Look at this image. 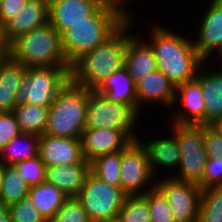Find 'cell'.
I'll use <instances>...</instances> for the list:
<instances>
[{"label": "cell", "instance_id": "cell-1", "mask_svg": "<svg viewBox=\"0 0 222 222\" xmlns=\"http://www.w3.org/2000/svg\"><path fill=\"white\" fill-rule=\"evenodd\" d=\"M129 6L116 0H105L86 20L72 24L61 34V45L71 67L84 54L103 44L128 19Z\"/></svg>", "mask_w": 222, "mask_h": 222}, {"label": "cell", "instance_id": "cell-2", "mask_svg": "<svg viewBox=\"0 0 222 222\" xmlns=\"http://www.w3.org/2000/svg\"><path fill=\"white\" fill-rule=\"evenodd\" d=\"M149 32V38L146 35L140 36L153 49L157 69L175 86L195 79L205 60L197 53L193 38L181 32L178 34L160 22L157 24V21Z\"/></svg>", "mask_w": 222, "mask_h": 222}, {"label": "cell", "instance_id": "cell-3", "mask_svg": "<svg viewBox=\"0 0 222 222\" xmlns=\"http://www.w3.org/2000/svg\"><path fill=\"white\" fill-rule=\"evenodd\" d=\"M131 10L129 19L103 44L79 58L70 69V80L89 91H96L107 77L123 68L127 41L134 35ZM134 18V19H133Z\"/></svg>", "mask_w": 222, "mask_h": 222}, {"label": "cell", "instance_id": "cell-4", "mask_svg": "<svg viewBox=\"0 0 222 222\" xmlns=\"http://www.w3.org/2000/svg\"><path fill=\"white\" fill-rule=\"evenodd\" d=\"M87 102L88 90L69 79L49 107L45 134L80 138L86 127Z\"/></svg>", "mask_w": 222, "mask_h": 222}, {"label": "cell", "instance_id": "cell-5", "mask_svg": "<svg viewBox=\"0 0 222 222\" xmlns=\"http://www.w3.org/2000/svg\"><path fill=\"white\" fill-rule=\"evenodd\" d=\"M10 56L25 67L69 66L61 35L49 22L15 39L10 44Z\"/></svg>", "mask_w": 222, "mask_h": 222}, {"label": "cell", "instance_id": "cell-6", "mask_svg": "<svg viewBox=\"0 0 222 222\" xmlns=\"http://www.w3.org/2000/svg\"><path fill=\"white\" fill-rule=\"evenodd\" d=\"M170 131L177 138L180 150V163L177 173L169 176L174 179L199 184L207 163L204 148V125L178 124L170 122ZM177 174V175H176Z\"/></svg>", "mask_w": 222, "mask_h": 222}, {"label": "cell", "instance_id": "cell-7", "mask_svg": "<svg viewBox=\"0 0 222 222\" xmlns=\"http://www.w3.org/2000/svg\"><path fill=\"white\" fill-rule=\"evenodd\" d=\"M70 66L27 67L17 94V104L50 107L57 92L70 79Z\"/></svg>", "mask_w": 222, "mask_h": 222}, {"label": "cell", "instance_id": "cell-8", "mask_svg": "<svg viewBox=\"0 0 222 222\" xmlns=\"http://www.w3.org/2000/svg\"><path fill=\"white\" fill-rule=\"evenodd\" d=\"M127 196L121 188L109 185L90 172L77 199L91 222H105L118 218Z\"/></svg>", "mask_w": 222, "mask_h": 222}, {"label": "cell", "instance_id": "cell-9", "mask_svg": "<svg viewBox=\"0 0 222 222\" xmlns=\"http://www.w3.org/2000/svg\"><path fill=\"white\" fill-rule=\"evenodd\" d=\"M140 120V115L130 105L108 101L96 91L88 90L85 128L137 131Z\"/></svg>", "mask_w": 222, "mask_h": 222}, {"label": "cell", "instance_id": "cell-10", "mask_svg": "<svg viewBox=\"0 0 222 222\" xmlns=\"http://www.w3.org/2000/svg\"><path fill=\"white\" fill-rule=\"evenodd\" d=\"M155 185L146 149L139 140L130 142L121 150L120 188L128 196H134L145 194Z\"/></svg>", "mask_w": 222, "mask_h": 222}, {"label": "cell", "instance_id": "cell-11", "mask_svg": "<svg viewBox=\"0 0 222 222\" xmlns=\"http://www.w3.org/2000/svg\"><path fill=\"white\" fill-rule=\"evenodd\" d=\"M156 179L155 187L164 195L175 222H198L201 188L198 184L169 177Z\"/></svg>", "mask_w": 222, "mask_h": 222}, {"label": "cell", "instance_id": "cell-12", "mask_svg": "<svg viewBox=\"0 0 222 222\" xmlns=\"http://www.w3.org/2000/svg\"><path fill=\"white\" fill-rule=\"evenodd\" d=\"M208 6L201 13L200 22H196L193 44L197 53L207 62L215 58L222 60V0H206ZM203 15V17H202ZM218 55V56H216Z\"/></svg>", "mask_w": 222, "mask_h": 222}, {"label": "cell", "instance_id": "cell-13", "mask_svg": "<svg viewBox=\"0 0 222 222\" xmlns=\"http://www.w3.org/2000/svg\"><path fill=\"white\" fill-rule=\"evenodd\" d=\"M138 139L136 131L106 128H85L80 137L83 156L89 162L100 155L121 151L130 142Z\"/></svg>", "mask_w": 222, "mask_h": 222}, {"label": "cell", "instance_id": "cell-14", "mask_svg": "<svg viewBox=\"0 0 222 222\" xmlns=\"http://www.w3.org/2000/svg\"><path fill=\"white\" fill-rule=\"evenodd\" d=\"M180 111L170 114L168 122L178 124L205 125V105L202 97V88L200 82L195 78L193 80L181 83L175 86V99L173 107L178 105ZM183 108V109H182Z\"/></svg>", "mask_w": 222, "mask_h": 222}, {"label": "cell", "instance_id": "cell-15", "mask_svg": "<svg viewBox=\"0 0 222 222\" xmlns=\"http://www.w3.org/2000/svg\"><path fill=\"white\" fill-rule=\"evenodd\" d=\"M39 156L45 167L72 163H90L83 156L80 138L44 134L40 136Z\"/></svg>", "mask_w": 222, "mask_h": 222}, {"label": "cell", "instance_id": "cell-16", "mask_svg": "<svg viewBox=\"0 0 222 222\" xmlns=\"http://www.w3.org/2000/svg\"><path fill=\"white\" fill-rule=\"evenodd\" d=\"M136 98L138 114L142 116L143 109L149 104H161V106H172L175 99V85L159 69L147 74L136 84ZM144 103V104H143ZM145 105V107H143Z\"/></svg>", "mask_w": 222, "mask_h": 222}, {"label": "cell", "instance_id": "cell-17", "mask_svg": "<svg viewBox=\"0 0 222 222\" xmlns=\"http://www.w3.org/2000/svg\"><path fill=\"white\" fill-rule=\"evenodd\" d=\"M49 22L48 0H28L22 9L3 25L7 44Z\"/></svg>", "mask_w": 222, "mask_h": 222}, {"label": "cell", "instance_id": "cell-18", "mask_svg": "<svg viewBox=\"0 0 222 222\" xmlns=\"http://www.w3.org/2000/svg\"><path fill=\"white\" fill-rule=\"evenodd\" d=\"M105 0H48L49 23L61 35L72 24L86 20Z\"/></svg>", "mask_w": 222, "mask_h": 222}, {"label": "cell", "instance_id": "cell-19", "mask_svg": "<svg viewBox=\"0 0 222 222\" xmlns=\"http://www.w3.org/2000/svg\"><path fill=\"white\" fill-rule=\"evenodd\" d=\"M170 134H166V137L163 135L158 138H155L153 135L154 139L148 138V141L146 139H141V141V137L138 139L146 149L149 165L154 177L159 175L157 172L160 170H163L162 172L165 170H175L174 173H176L178 169L180 163V150L177 138L172 133ZM143 140L145 142H143Z\"/></svg>", "mask_w": 222, "mask_h": 222}, {"label": "cell", "instance_id": "cell-20", "mask_svg": "<svg viewBox=\"0 0 222 222\" xmlns=\"http://www.w3.org/2000/svg\"><path fill=\"white\" fill-rule=\"evenodd\" d=\"M205 61L196 79L200 82L202 88V97L205 105V125L212 124L216 119L222 117V62L219 61V67L207 68ZM206 64V65H205ZM205 67V68H204Z\"/></svg>", "mask_w": 222, "mask_h": 222}, {"label": "cell", "instance_id": "cell-21", "mask_svg": "<svg viewBox=\"0 0 222 222\" xmlns=\"http://www.w3.org/2000/svg\"><path fill=\"white\" fill-rule=\"evenodd\" d=\"M140 34L134 33L127 41L123 64L135 84L157 69L154 51Z\"/></svg>", "mask_w": 222, "mask_h": 222}, {"label": "cell", "instance_id": "cell-22", "mask_svg": "<svg viewBox=\"0 0 222 222\" xmlns=\"http://www.w3.org/2000/svg\"><path fill=\"white\" fill-rule=\"evenodd\" d=\"M90 163H72L46 167L45 181L59 188L67 197H77L87 175Z\"/></svg>", "mask_w": 222, "mask_h": 222}, {"label": "cell", "instance_id": "cell-23", "mask_svg": "<svg viewBox=\"0 0 222 222\" xmlns=\"http://www.w3.org/2000/svg\"><path fill=\"white\" fill-rule=\"evenodd\" d=\"M96 92L108 101L130 105L138 113L135 82L124 67L107 77Z\"/></svg>", "mask_w": 222, "mask_h": 222}, {"label": "cell", "instance_id": "cell-24", "mask_svg": "<svg viewBox=\"0 0 222 222\" xmlns=\"http://www.w3.org/2000/svg\"><path fill=\"white\" fill-rule=\"evenodd\" d=\"M27 67L11 56L0 69V112H12L17 105V94Z\"/></svg>", "mask_w": 222, "mask_h": 222}, {"label": "cell", "instance_id": "cell-25", "mask_svg": "<svg viewBox=\"0 0 222 222\" xmlns=\"http://www.w3.org/2000/svg\"><path fill=\"white\" fill-rule=\"evenodd\" d=\"M27 196L47 222L54 217L55 213L69 198L59 188L46 181L30 186Z\"/></svg>", "mask_w": 222, "mask_h": 222}, {"label": "cell", "instance_id": "cell-26", "mask_svg": "<svg viewBox=\"0 0 222 222\" xmlns=\"http://www.w3.org/2000/svg\"><path fill=\"white\" fill-rule=\"evenodd\" d=\"M40 137L21 133L9 141L0 151V161L5 165H15L39 155Z\"/></svg>", "mask_w": 222, "mask_h": 222}, {"label": "cell", "instance_id": "cell-27", "mask_svg": "<svg viewBox=\"0 0 222 222\" xmlns=\"http://www.w3.org/2000/svg\"><path fill=\"white\" fill-rule=\"evenodd\" d=\"M49 107L17 104L12 111L22 133L42 136L47 126Z\"/></svg>", "mask_w": 222, "mask_h": 222}, {"label": "cell", "instance_id": "cell-28", "mask_svg": "<svg viewBox=\"0 0 222 222\" xmlns=\"http://www.w3.org/2000/svg\"><path fill=\"white\" fill-rule=\"evenodd\" d=\"M30 185L19 174L14 165H5L2 188L0 193V204L10 206L20 199L27 197Z\"/></svg>", "mask_w": 222, "mask_h": 222}, {"label": "cell", "instance_id": "cell-29", "mask_svg": "<svg viewBox=\"0 0 222 222\" xmlns=\"http://www.w3.org/2000/svg\"><path fill=\"white\" fill-rule=\"evenodd\" d=\"M121 151L100 155L90 161V172L111 186L120 188Z\"/></svg>", "mask_w": 222, "mask_h": 222}, {"label": "cell", "instance_id": "cell-30", "mask_svg": "<svg viewBox=\"0 0 222 222\" xmlns=\"http://www.w3.org/2000/svg\"><path fill=\"white\" fill-rule=\"evenodd\" d=\"M198 222H222V186L201 189Z\"/></svg>", "mask_w": 222, "mask_h": 222}, {"label": "cell", "instance_id": "cell-31", "mask_svg": "<svg viewBox=\"0 0 222 222\" xmlns=\"http://www.w3.org/2000/svg\"><path fill=\"white\" fill-rule=\"evenodd\" d=\"M117 220L119 222H151L147 199L143 195L127 196Z\"/></svg>", "mask_w": 222, "mask_h": 222}, {"label": "cell", "instance_id": "cell-32", "mask_svg": "<svg viewBox=\"0 0 222 222\" xmlns=\"http://www.w3.org/2000/svg\"><path fill=\"white\" fill-rule=\"evenodd\" d=\"M143 196L149 205L151 222H175L170 204L156 187Z\"/></svg>", "mask_w": 222, "mask_h": 222}, {"label": "cell", "instance_id": "cell-33", "mask_svg": "<svg viewBox=\"0 0 222 222\" xmlns=\"http://www.w3.org/2000/svg\"><path fill=\"white\" fill-rule=\"evenodd\" d=\"M49 222H91L77 197L68 198Z\"/></svg>", "mask_w": 222, "mask_h": 222}, {"label": "cell", "instance_id": "cell-34", "mask_svg": "<svg viewBox=\"0 0 222 222\" xmlns=\"http://www.w3.org/2000/svg\"><path fill=\"white\" fill-rule=\"evenodd\" d=\"M14 166L18 169L19 174L30 186L45 182L46 167L39 155L31 159L23 160L22 162H18Z\"/></svg>", "mask_w": 222, "mask_h": 222}, {"label": "cell", "instance_id": "cell-35", "mask_svg": "<svg viewBox=\"0 0 222 222\" xmlns=\"http://www.w3.org/2000/svg\"><path fill=\"white\" fill-rule=\"evenodd\" d=\"M9 210L12 222H47L28 196L10 205Z\"/></svg>", "mask_w": 222, "mask_h": 222}, {"label": "cell", "instance_id": "cell-36", "mask_svg": "<svg viewBox=\"0 0 222 222\" xmlns=\"http://www.w3.org/2000/svg\"><path fill=\"white\" fill-rule=\"evenodd\" d=\"M198 185L201 189L222 186V157L216 155L207 159L202 181Z\"/></svg>", "mask_w": 222, "mask_h": 222}, {"label": "cell", "instance_id": "cell-37", "mask_svg": "<svg viewBox=\"0 0 222 222\" xmlns=\"http://www.w3.org/2000/svg\"><path fill=\"white\" fill-rule=\"evenodd\" d=\"M21 133L13 113L0 112V151L9 141Z\"/></svg>", "mask_w": 222, "mask_h": 222}, {"label": "cell", "instance_id": "cell-38", "mask_svg": "<svg viewBox=\"0 0 222 222\" xmlns=\"http://www.w3.org/2000/svg\"><path fill=\"white\" fill-rule=\"evenodd\" d=\"M204 148L208 158L216 155L222 157V134L210 125H204Z\"/></svg>", "mask_w": 222, "mask_h": 222}, {"label": "cell", "instance_id": "cell-39", "mask_svg": "<svg viewBox=\"0 0 222 222\" xmlns=\"http://www.w3.org/2000/svg\"><path fill=\"white\" fill-rule=\"evenodd\" d=\"M28 0H0V23L4 25L16 15Z\"/></svg>", "mask_w": 222, "mask_h": 222}, {"label": "cell", "instance_id": "cell-40", "mask_svg": "<svg viewBox=\"0 0 222 222\" xmlns=\"http://www.w3.org/2000/svg\"><path fill=\"white\" fill-rule=\"evenodd\" d=\"M9 57H10V45L6 43L2 48H0V69Z\"/></svg>", "mask_w": 222, "mask_h": 222}, {"label": "cell", "instance_id": "cell-41", "mask_svg": "<svg viewBox=\"0 0 222 222\" xmlns=\"http://www.w3.org/2000/svg\"><path fill=\"white\" fill-rule=\"evenodd\" d=\"M0 222H12L11 214L8 206L0 204Z\"/></svg>", "mask_w": 222, "mask_h": 222}, {"label": "cell", "instance_id": "cell-42", "mask_svg": "<svg viewBox=\"0 0 222 222\" xmlns=\"http://www.w3.org/2000/svg\"><path fill=\"white\" fill-rule=\"evenodd\" d=\"M218 133L222 134V117L216 119L212 124H210Z\"/></svg>", "mask_w": 222, "mask_h": 222}, {"label": "cell", "instance_id": "cell-43", "mask_svg": "<svg viewBox=\"0 0 222 222\" xmlns=\"http://www.w3.org/2000/svg\"><path fill=\"white\" fill-rule=\"evenodd\" d=\"M6 44L4 35H3V25L0 23V48Z\"/></svg>", "mask_w": 222, "mask_h": 222}, {"label": "cell", "instance_id": "cell-44", "mask_svg": "<svg viewBox=\"0 0 222 222\" xmlns=\"http://www.w3.org/2000/svg\"><path fill=\"white\" fill-rule=\"evenodd\" d=\"M4 167H5V164L0 161V193H1V188H2L3 176H4Z\"/></svg>", "mask_w": 222, "mask_h": 222}, {"label": "cell", "instance_id": "cell-45", "mask_svg": "<svg viewBox=\"0 0 222 222\" xmlns=\"http://www.w3.org/2000/svg\"><path fill=\"white\" fill-rule=\"evenodd\" d=\"M132 1V0H131ZM126 2H130V0L129 1H127V0H124V5L125 6H128L129 5V3L127 4ZM127 4V5H126Z\"/></svg>", "mask_w": 222, "mask_h": 222}, {"label": "cell", "instance_id": "cell-46", "mask_svg": "<svg viewBox=\"0 0 222 222\" xmlns=\"http://www.w3.org/2000/svg\"><path fill=\"white\" fill-rule=\"evenodd\" d=\"M105 222H119L117 219L111 220V221H105Z\"/></svg>", "mask_w": 222, "mask_h": 222}, {"label": "cell", "instance_id": "cell-47", "mask_svg": "<svg viewBox=\"0 0 222 222\" xmlns=\"http://www.w3.org/2000/svg\"><path fill=\"white\" fill-rule=\"evenodd\" d=\"M116 1H119V2H121V3H123V4H124V0H116Z\"/></svg>", "mask_w": 222, "mask_h": 222}]
</instances>
